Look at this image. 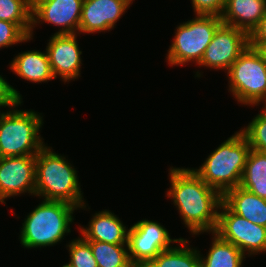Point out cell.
Listing matches in <instances>:
<instances>
[{
  "label": "cell",
  "instance_id": "18",
  "mask_svg": "<svg viewBox=\"0 0 266 267\" xmlns=\"http://www.w3.org/2000/svg\"><path fill=\"white\" fill-rule=\"evenodd\" d=\"M222 202L240 217L266 227V199L238 186L228 190L222 196Z\"/></svg>",
  "mask_w": 266,
  "mask_h": 267
},
{
  "label": "cell",
  "instance_id": "21",
  "mask_svg": "<svg viewBox=\"0 0 266 267\" xmlns=\"http://www.w3.org/2000/svg\"><path fill=\"white\" fill-rule=\"evenodd\" d=\"M240 186L266 199V153L250 150Z\"/></svg>",
  "mask_w": 266,
  "mask_h": 267
},
{
  "label": "cell",
  "instance_id": "8",
  "mask_svg": "<svg viewBox=\"0 0 266 267\" xmlns=\"http://www.w3.org/2000/svg\"><path fill=\"white\" fill-rule=\"evenodd\" d=\"M214 233L234 244L248 258L266 253V227L233 213L223 202L218 211Z\"/></svg>",
  "mask_w": 266,
  "mask_h": 267
},
{
  "label": "cell",
  "instance_id": "4",
  "mask_svg": "<svg viewBox=\"0 0 266 267\" xmlns=\"http://www.w3.org/2000/svg\"><path fill=\"white\" fill-rule=\"evenodd\" d=\"M251 147L238 130L211 151L199 168H191L207 185L222 196L240 186Z\"/></svg>",
  "mask_w": 266,
  "mask_h": 267
},
{
  "label": "cell",
  "instance_id": "6",
  "mask_svg": "<svg viewBox=\"0 0 266 267\" xmlns=\"http://www.w3.org/2000/svg\"><path fill=\"white\" fill-rule=\"evenodd\" d=\"M188 21H183L175 28L174 38L167 50L166 61L172 68L200 63L205 49L212 41L217 28L222 24L220 16L194 15Z\"/></svg>",
  "mask_w": 266,
  "mask_h": 267
},
{
  "label": "cell",
  "instance_id": "23",
  "mask_svg": "<svg viewBox=\"0 0 266 267\" xmlns=\"http://www.w3.org/2000/svg\"><path fill=\"white\" fill-rule=\"evenodd\" d=\"M32 9L33 0H0V20L17 24L29 36Z\"/></svg>",
  "mask_w": 266,
  "mask_h": 267
},
{
  "label": "cell",
  "instance_id": "33",
  "mask_svg": "<svg viewBox=\"0 0 266 267\" xmlns=\"http://www.w3.org/2000/svg\"><path fill=\"white\" fill-rule=\"evenodd\" d=\"M261 106L266 111V101Z\"/></svg>",
  "mask_w": 266,
  "mask_h": 267
},
{
  "label": "cell",
  "instance_id": "11",
  "mask_svg": "<svg viewBox=\"0 0 266 267\" xmlns=\"http://www.w3.org/2000/svg\"><path fill=\"white\" fill-rule=\"evenodd\" d=\"M84 0H33L32 29L43 23L58 27L54 34H79V24Z\"/></svg>",
  "mask_w": 266,
  "mask_h": 267
},
{
  "label": "cell",
  "instance_id": "27",
  "mask_svg": "<svg viewBox=\"0 0 266 267\" xmlns=\"http://www.w3.org/2000/svg\"><path fill=\"white\" fill-rule=\"evenodd\" d=\"M194 15H216L223 14L226 0H191Z\"/></svg>",
  "mask_w": 266,
  "mask_h": 267
},
{
  "label": "cell",
  "instance_id": "12",
  "mask_svg": "<svg viewBox=\"0 0 266 267\" xmlns=\"http://www.w3.org/2000/svg\"><path fill=\"white\" fill-rule=\"evenodd\" d=\"M80 34H53L47 40L46 52L54 77L64 84L81 77L83 54L78 44Z\"/></svg>",
  "mask_w": 266,
  "mask_h": 267
},
{
  "label": "cell",
  "instance_id": "35",
  "mask_svg": "<svg viewBox=\"0 0 266 267\" xmlns=\"http://www.w3.org/2000/svg\"><path fill=\"white\" fill-rule=\"evenodd\" d=\"M0 203L1 204L3 203L4 205L6 204L1 198H0Z\"/></svg>",
  "mask_w": 266,
  "mask_h": 267
},
{
  "label": "cell",
  "instance_id": "26",
  "mask_svg": "<svg viewBox=\"0 0 266 267\" xmlns=\"http://www.w3.org/2000/svg\"><path fill=\"white\" fill-rule=\"evenodd\" d=\"M32 39L17 24L0 20V50Z\"/></svg>",
  "mask_w": 266,
  "mask_h": 267
},
{
  "label": "cell",
  "instance_id": "16",
  "mask_svg": "<svg viewBox=\"0 0 266 267\" xmlns=\"http://www.w3.org/2000/svg\"><path fill=\"white\" fill-rule=\"evenodd\" d=\"M266 13V0H226L222 23L245 31L248 35Z\"/></svg>",
  "mask_w": 266,
  "mask_h": 267
},
{
  "label": "cell",
  "instance_id": "34",
  "mask_svg": "<svg viewBox=\"0 0 266 267\" xmlns=\"http://www.w3.org/2000/svg\"><path fill=\"white\" fill-rule=\"evenodd\" d=\"M61 267H71L68 263H65L63 266Z\"/></svg>",
  "mask_w": 266,
  "mask_h": 267
},
{
  "label": "cell",
  "instance_id": "28",
  "mask_svg": "<svg viewBox=\"0 0 266 267\" xmlns=\"http://www.w3.org/2000/svg\"><path fill=\"white\" fill-rule=\"evenodd\" d=\"M17 101H23L20 91L0 74V106H13Z\"/></svg>",
  "mask_w": 266,
  "mask_h": 267
},
{
  "label": "cell",
  "instance_id": "32",
  "mask_svg": "<svg viewBox=\"0 0 266 267\" xmlns=\"http://www.w3.org/2000/svg\"><path fill=\"white\" fill-rule=\"evenodd\" d=\"M9 107H11V106H0V119H1V117L3 115V113H4L3 110H5V108H9ZM1 108H3V110Z\"/></svg>",
  "mask_w": 266,
  "mask_h": 267
},
{
  "label": "cell",
  "instance_id": "15",
  "mask_svg": "<svg viewBox=\"0 0 266 267\" xmlns=\"http://www.w3.org/2000/svg\"><path fill=\"white\" fill-rule=\"evenodd\" d=\"M111 210L103 209L92 214L87 225L78 227L86 241H100L109 244H127L129 229Z\"/></svg>",
  "mask_w": 266,
  "mask_h": 267
},
{
  "label": "cell",
  "instance_id": "29",
  "mask_svg": "<svg viewBox=\"0 0 266 267\" xmlns=\"http://www.w3.org/2000/svg\"><path fill=\"white\" fill-rule=\"evenodd\" d=\"M264 42H266V13L258 26L249 35V45L251 47L257 49Z\"/></svg>",
  "mask_w": 266,
  "mask_h": 267
},
{
  "label": "cell",
  "instance_id": "31",
  "mask_svg": "<svg viewBox=\"0 0 266 267\" xmlns=\"http://www.w3.org/2000/svg\"><path fill=\"white\" fill-rule=\"evenodd\" d=\"M130 267H149L147 264H132Z\"/></svg>",
  "mask_w": 266,
  "mask_h": 267
},
{
  "label": "cell",
  "instance_id": "19",
  "mask_svg": "<svg viewBox=\"0 0 266 267\" xmlns=\"http://www.w3.org/2000/svg\"><path fill=\"white\" fill-rule=\"evenodd\" d=\"M212 235L211 245L204 256L200 249V267H242L246 256L234 244L221 239L216 233ZM244 260V261H243Z\"/></svg>",
  "mask_w": 266,
  "mask_h": 267
},
{
  "label": "cell",
  "instance_id": "9",
  "mask_svg": "<svg viewBox=\"0 0 266 267\" xmlns=\"http://www.w3.org/2000/svg\"><path fill=\"white\" fill-rule=\"evenodd\" d=\"M169 232L160 222L148 218L130 225L127 245L131 263L148 264L182 238H172Z\"/></svg>",
  "mask_w": 266,
  "mask_h": 267
},
{
  "label": "cell",
  "instance_id": "7",
  "mask_svg": "<svg viewBox=\"0 0 266 267\" xmlns=\"http://www.w3.org/2000/svg\"><path fill=\"white\" fill-rule=\"evenodd\" d=\"M225 75L237 104L254 108L266 101V61L256 48L248 45Z\"/></svg>",
  "mask_w": 266,
  "mask_h": 267
},
{
  "label": "cell",
  "instance_id": "14",
  "mask_svg": "<svg viewBox=\"0 0 266 267\" xmlns=\"http://www.w3.org/2000/svg\"><path fill=\"white\" fill-rule=\"evenodd\" d=\"M135 0H84L79 34L107 33L116 27Z\"/></svg>",
  "mask_w": 266,
  "mask_h": 267
},
{
  "label": "cell",
  "instance_id": "5",
  "mask_svg": "<svg viewBox=\"0 0 266 267\" xmlns=\"http://www.w3.org/2000/svg\"><path fill=\"white\" fill-rule=\"evenodd\" d=\"M23 102L17 101L6 108L0 119V158L36 156L48 144L40 134L44 124L43 113L20 109Z\"/></svg>",
  "mask_w": 266,
  "mask_h": 267
},
{
  "label": "cell",
  "instance_id": "17",
  "mask_svg": "<svg viewBox=\"0 0 266 267\" xmlns=\"http://www.w3.org/2000/svg\"><path fill=\"white\" fill-rule=\"evenodd\" d=\"M9 69L16 76L31 83L42 84L56 79L53 75L46 50L19 52L9 63Z\"/></svg>",
  "mask_w": 266,
  "mask_h": 267
},
{
  "label": "cell",
  "instance_id": "25",
  "mask_svg": "<svg viewBox=\"0 0 266 267\" xmlns=\"http://www.w3.org/2000/svg\"><path fill=\"white\" fill-rule=\"evenodd\" d=\"M68 250L69 261L71 267H98L95 260L90 244L81 236L73 238L66 244Z\"/></svg>",
  "mask_w": 266,
  "mask_h": 267
},
{
  "label": "cell",
  "instance_id": "30",
  "mask_svg": "<svg viewBox=\"0 0 266 267\" xmlns=\"http://www.w3.org/2000/svg\"><path fill=\"white\" fill-rule=\"evenodd\" d=\"M257 50L260 52V54L262 55V57L265 59L266 61V42L262 43Z\"/></svg>",
  "mask_w": 266,
  "mask_h": 267
},
{
  "label": "cell",
  "instance_id": "2",
  "mask_svg": "<svg viewBox=\"0 0 266 267\" xmlns=\"http://www.w3.org/2000/svg\"><path fill=\"white\" fill-rule=\"evenodd\" d=\"M53 150L46 144L36 155L35 196L43 200L64 201L78 210L91 209L81 191L77 169L68 157Z\"/></svg>",
  "mask_w": 266,
  "mask_h": 267
},
{
  "label": "cell",
  "instance_id": "3",
  "mask_svg": "<svg viewBox=\"0 0 266 267\" xmlns=\"http://www.w3.org/2000/svg\"><path fill=\"white\" fill-rule=\"evenodd\" d=\"M78 208L64 201L41 200L29 212L20 229V244L26 249L54 247L70 235Z\"/></svg>",
  "mask_w": 266,
  "mask_h": 267
},
{
  "label": "cell",
  "instance_id": "1",
  "mask_svg": "<svg viewBox=\"0 0 266 267\" xmlns=\"http://www.w3.org/2000/svg\"><path fill=\"white\" fill-rule=\"evenodd\" d=\"M166 197L171 199L192 237L215 231L222 195L207 185L191 167L168 169ZM202 233V234H201Z\"/></svg>",
  "mask_w": 266,
  "mask_h": 267
},
{
  "label": "cell",
  "instance_id": "24",
  "mask_svg": "<svg viewBox=\"0 0 266 267\" xmlns=\"http://www.w3.org/2000/svg\"><path fill=\"white\" fill-rule=\"evenodd\" d=\"M259 112L239 130L248 140L251 149L266 153V111L262 108Z\"/></svg>",
  "mask_w": 266,
  "mask_h": 267
},
{
  "label": "cell",
  "instance_id": "13",
  "mask_svg": "<svg viewBox=\"0 0 266 267\" xmlns=\"http://www.w3.org/2000/svg\"><path fill=\"white\" fill-rule=\"evenodd\" d=\"M35 173L36 156L1 157L0 198L6 203L26 193L35 197Z\"/></svg>",
  "mask_w": 266,
  "mask_h": 267
},
{
  "label": "cell",
  "instance_id": "10",
  "mask_svg": "<svg viewBox=\"0 0 266 267\" xmlns=\"http://www.w3.org/2000/svg\"><path fill=\"white\" fill-rule=\"evenodd\" d=\"M248 45L249 35L245 31L222 23L205 49L198 67L222 70L226 74Z\"/></svg>",
  "mask_w": 266,
  "mask_h": 267
},
{
  "label": "cell",
  "instance_id": "20",
  "mask_svg": "<svg viewBox=\"0 0 266 267\" xmlns=\"http://www.w3.org/2000/svg\"><path fill=\"white\" fill-rule=\"evenodd\" d=\"M189 241L187 238H181L176 245L161 251L147 265L149 267H200L199 248L192 247Z\"/></svg>",
  "mask_w": 266,
  "mask_h": 267
},
{
  "label": "cell",
  "instance_id": "22",
  "mask_svg": "<svg viewBox=\"0 0 266 267\" xmlns=\"http://www.w3.org/2000/svg\"><path fill=\"white\" fill-rule=\"evenodd\" d=\"M98 267H130L127 244H109L100 241H87Z\"/></svg>",
  "mask_w": 266,
  "mask_h": 267
}]
</instances>
